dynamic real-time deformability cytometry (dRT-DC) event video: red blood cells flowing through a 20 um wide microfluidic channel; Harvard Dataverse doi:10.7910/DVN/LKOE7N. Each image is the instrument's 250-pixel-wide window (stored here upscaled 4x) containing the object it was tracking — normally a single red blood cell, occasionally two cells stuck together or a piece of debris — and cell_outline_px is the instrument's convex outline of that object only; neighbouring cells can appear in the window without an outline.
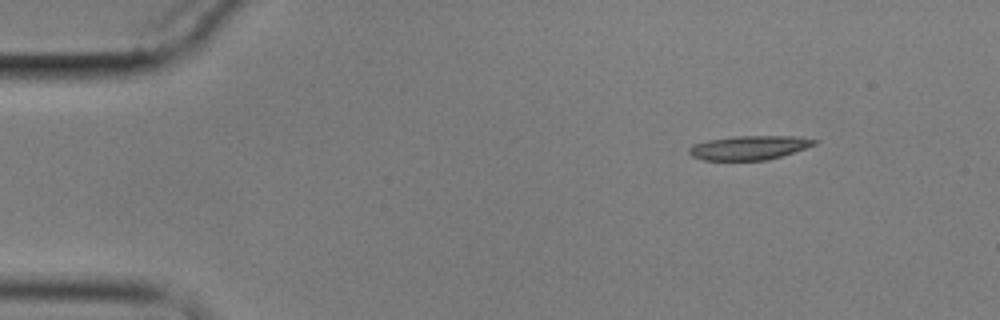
{"species": "common noctule bat (a hibernating species)", "species_latin": "Nyctalus noctula", "temperature_condition": "cold", "stored_images_in_passage": 6, "segment_of_instrument_passage": [2, 2], "camera_frame_rate_fps": 3000, "um_per_image_px": 0.085, "animal": {"sex": "male", "body_mass_g": 17.9}, "frame": {"image": 1, "passage_image": 6, "time_ms": 7.333, "image_size_px": [1000, 320], "cell_outline_px": [[820, 140], [816, 144], [768, 160], [704, 160], [692, 156], [688, 152], [688, 148], [692, 144], [708, 140], [732, 136], [800, 136]], "centroid_in_image_um": [63.67, 12.54], "position_along_channel_um": 21.3, "area_um2": 17.63}}